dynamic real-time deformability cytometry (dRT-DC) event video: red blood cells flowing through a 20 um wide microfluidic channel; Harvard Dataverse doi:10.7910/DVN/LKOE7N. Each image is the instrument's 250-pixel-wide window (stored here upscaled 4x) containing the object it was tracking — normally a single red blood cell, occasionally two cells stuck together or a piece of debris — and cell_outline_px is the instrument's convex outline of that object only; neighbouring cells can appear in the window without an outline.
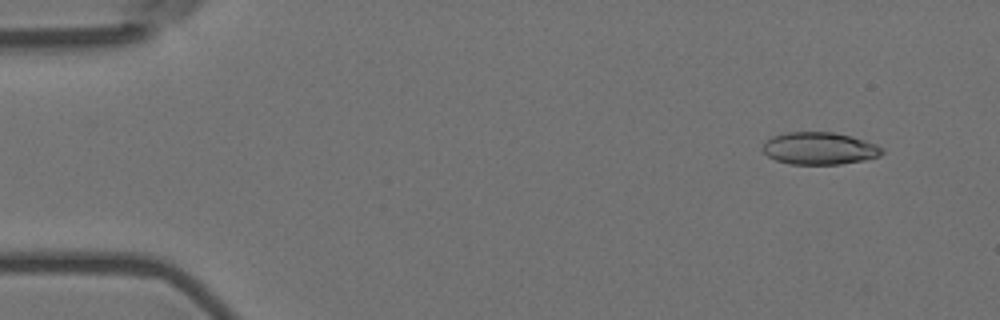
{"species": "Egyptian fruit bat (a non-hibernating species)", "species_latin": "Rousettus aegyptiacus", "temperature_condition": "room temperature", "stored_images_in_passage": 7, "camera_frame_rate_fps": 3000, "um_per_image_px": 0.085, "animal": {"sex": "female"}, "frame": {"image": 1, "passage_image": 2, "time_ms": 0.333, "image_size_px": [1000, 320], "cell_outline_px": [[884, 152], [880, 156], [864, 160], [840, 164], [788, 164], [776, 160], [768, 156], [764, 152], [764, 140], [772, 136], [784, 132], [832, 132], [852, 136], [876, 144], [884, 148]], "centroid_in_image_um": [69.66, 12.61], "position_along_channel_um": 15.3, "area_um2": 22.6}}
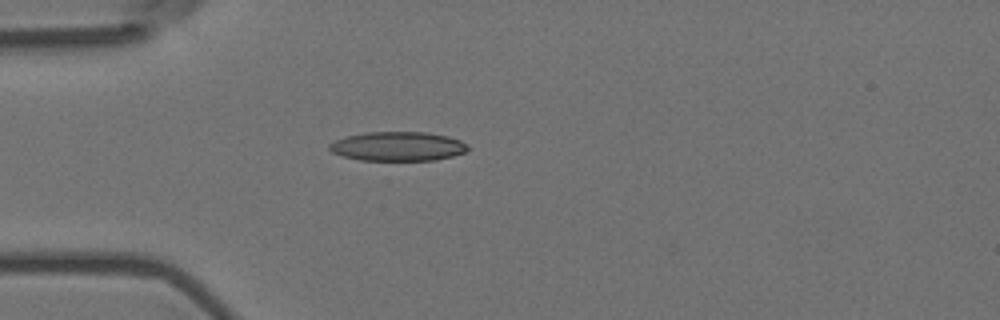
{"frame": {"image": 2, "passage_image": 5, "time_ms": 1.333, "image_size_px": [1000, 320], "cell_outline_px": [[468, 148], [464, 152], [452, 156], [436, 160], [360, 160], [344, 156], [332, 152], [328, 148], [328, 144], [336, 140], [348, 136], [368, 132], [424, 132], [448, 136], [460, 140], [468, 144]], "centroid_in_image_um": [33.82, 12.44], "position_along_channel_um": 51.2, "area_um2": 23.41}}
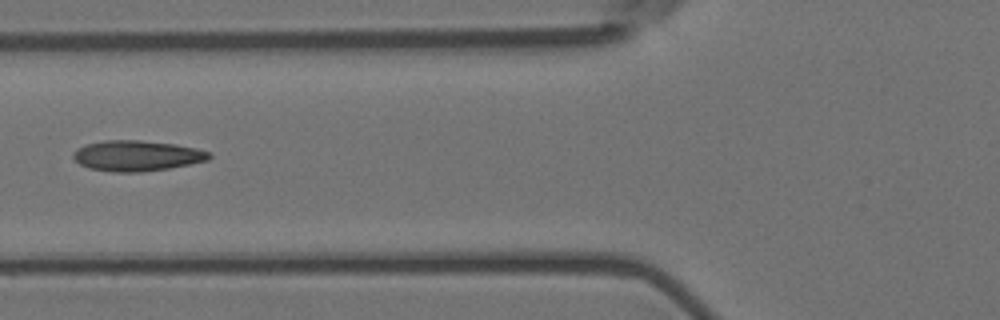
{"frame": {"image": 3, "passage_image": 7, "time_ms": 2.0, "image_size_px": [1000, 320], "cell_outline_px": [[212, 156], [208, 160], [168, 168], [140, 172], [112, 172], [88, 168], [80, 164], [72, 156], [72, 152], [76, 148], [84, 144], [104, 140], [140, 140], [176, 144], [196, 148], [208, 152]], "centroid_in_image_um": [11.58, 13.23], "position_along_channel_um": 114.2, "area_um2": 24.28}}